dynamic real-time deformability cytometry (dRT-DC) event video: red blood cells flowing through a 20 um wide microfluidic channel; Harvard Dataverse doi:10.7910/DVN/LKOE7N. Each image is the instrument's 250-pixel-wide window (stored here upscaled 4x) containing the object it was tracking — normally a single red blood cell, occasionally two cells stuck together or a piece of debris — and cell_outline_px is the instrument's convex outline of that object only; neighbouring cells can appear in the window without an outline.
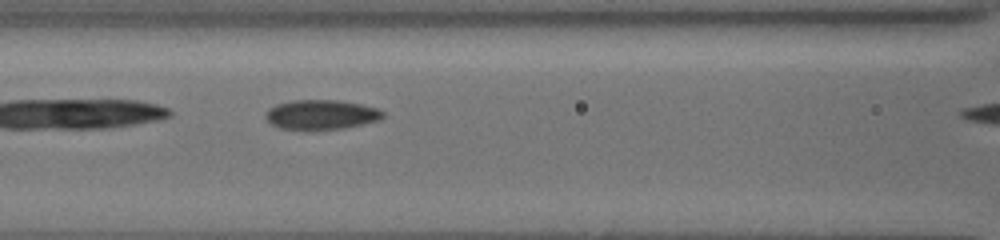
{"species": "common noctule bat (a hibernating species)", "species_latin": "Nyctalus noctula", "temperature_condition": "cold", "stored_images_in_passage": 17, "camera_frame_rate_fps": 3000, "um_per_image_px": 0.085, "animal": {"sex": "female", "body_mass_g": 19.5, "forearm_length_mm": 54.1}, "frame": {"image": 1, "passage_image": 8, "time_ms": 1.0, "image_size_px": [1000, 240], "cell_outline_px": [[384, 116], [380, 120], [344, 128], [312, 132], [308, 132], [280, 128], [272, 124], [264, 116], [268, 108], [276, 104], [292, 100], [336, 100], [360, 104], [376, 108], [384, 112]], "centroid_in_image_um": [27.26, 9.78], "position_along_channel_um": 139.3, "area_um2": 20.81}}